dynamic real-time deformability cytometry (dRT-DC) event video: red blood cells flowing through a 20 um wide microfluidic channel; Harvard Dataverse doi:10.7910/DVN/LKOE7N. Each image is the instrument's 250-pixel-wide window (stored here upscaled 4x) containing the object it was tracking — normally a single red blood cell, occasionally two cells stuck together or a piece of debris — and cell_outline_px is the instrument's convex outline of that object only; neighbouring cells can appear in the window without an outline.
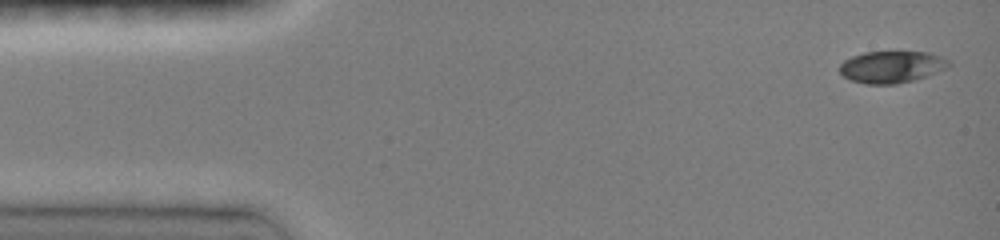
{"species": "common noctule bat (a hibernating species)", "species_latin": "Nyctalus noctula", "temperature_condition": "room temperature", "stored_images_in_passage": 35, "camera_frame_rate_fps": 3000, "um_per_image_px": 0.085, "animal": {"sex": "female", "body_mass_g": 19.0, "forearm_length_mm": 51.5}, "frame": {"image": 1, "passage_image": 1, "time_ms": 0.0, "image_size_px": [1000, 240], "cell_outline_px": [[952, 64], [948, 68], [928, 76], [916, 80], [896, 84], [864, 84], [852, 80], [844, 76], [840, 72], [840, 64], [844, 60], [852, 56], [864, 52], [928, 52], [940, 56], [948, 60]], "centroid_in_image_um": [75.82, 5.69], "position_along_channel_um": 9.2, "area_um2": 20.4}}
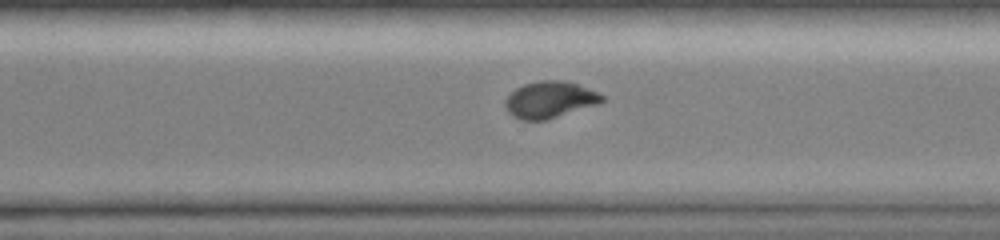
{"frame": {"image": 2, "passage_image": 26, "time_ms": 10.333, "image_size_px": [1000, 240], "cell_outline_px": [[604, 100], [596, 104], [544, 120], [520, 120], [512, 116], [508, 112], [504, 104], [508, 96], [516, 88], [524, 84], [540, 80], [564, 80], [576, 84], [596, 92], [604, 96]], "centroid_in_image_um": [46.68, 8.47], "position_along_channel_um": 323.9, "area_um2": 20.23}}
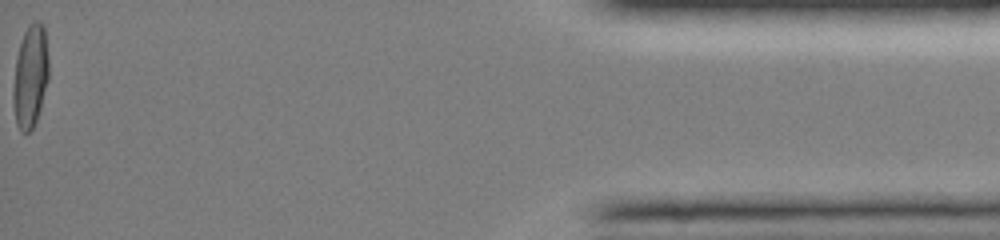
{"frame": {"image": 3, "passage_image": 35, "time_ms": 15.0, "image_size_px": [1000, 240], "cell_outline_px": [[48, 80], [40, 108], [36, 120], [32, 128], [28, 132], [20, 132], [16, 124], [12, 100], [12, 88], [16, 60], [20, 44], [24, 32], [28, 24], [32, 20], [40, 20], [44, 24], [48, 56]], "centroid_in_image_um": [2.57, 6.45], "position_along_channel_um": 432.6, "area_um2": 21.5}, "authors_computed_cell_mechanics": {"area_um2": 21.1548, "velocity_mm_per_s": 4.1134, "shape_relaxation_time_tau1_ms": null, "shape_relaxation_time_tau2_ms": 1.235, "deformation_change_tau1": null, "deformation_change_tau2": 0.037}}